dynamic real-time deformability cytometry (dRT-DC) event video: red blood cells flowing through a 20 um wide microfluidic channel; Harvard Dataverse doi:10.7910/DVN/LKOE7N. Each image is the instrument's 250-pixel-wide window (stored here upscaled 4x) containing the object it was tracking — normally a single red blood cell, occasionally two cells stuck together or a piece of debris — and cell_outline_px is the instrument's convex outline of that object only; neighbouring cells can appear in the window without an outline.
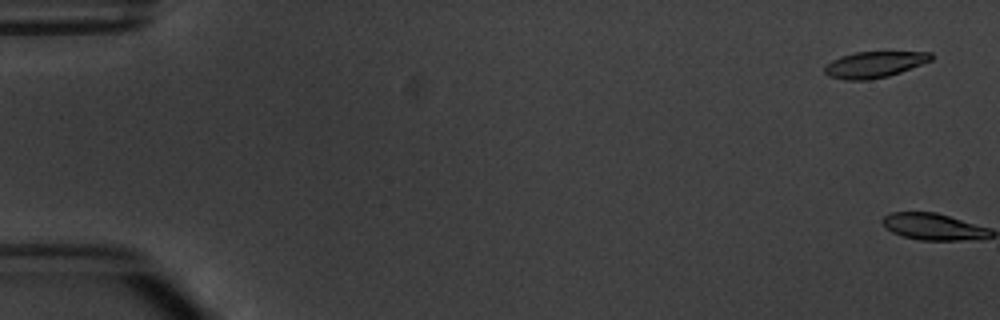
{"species": "common noctule bat (a hibernating species)", "species_latin": "Nyctalus noctula", "temperature_condition": "warm", "stored_images_in_passage": 5, "camera_frame_rate_fps": 3000, "um_per_image_px": 0.085, "animal": {"sex": "male", "body_mass_g": 20.1, "forearm_length_mm": 53.5}, "frame": {"image": 1, "passage_image": 1, "time_ms": 0.0, "image_size_px": [1000, 320], "cell_outline_px": [[932, 60], [900, 72], [888, 76], [864, 80], [844, 80], [828, 76], [824, 72], [824, 68], [832, 60], [840, 56], [856, 52], [932, 52]], "centroid_in_image_um": [74.3, 5.48], "position_along_channel_um": 10.7, "area_um2": 16.07}}
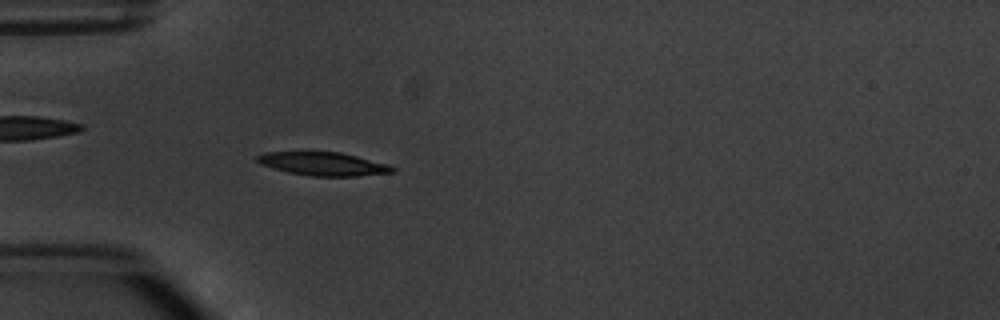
{"frame": {"image": 2, "passage_image": 5, "time_ms": 5.667, "image_size_px": [1000, 320], "cell_outline_px": [[396, 172], [356, 176], [312, 176], [288, 172], [272, 168], [260, 164], [252, 160], [256, 156], [264, 152], [340, 152], [388, 164], [396, 168]], "centroid_in_image_um": [27.44, 13.93], "position_along_channel_um": 57.6, "area_um2": 18.5}}